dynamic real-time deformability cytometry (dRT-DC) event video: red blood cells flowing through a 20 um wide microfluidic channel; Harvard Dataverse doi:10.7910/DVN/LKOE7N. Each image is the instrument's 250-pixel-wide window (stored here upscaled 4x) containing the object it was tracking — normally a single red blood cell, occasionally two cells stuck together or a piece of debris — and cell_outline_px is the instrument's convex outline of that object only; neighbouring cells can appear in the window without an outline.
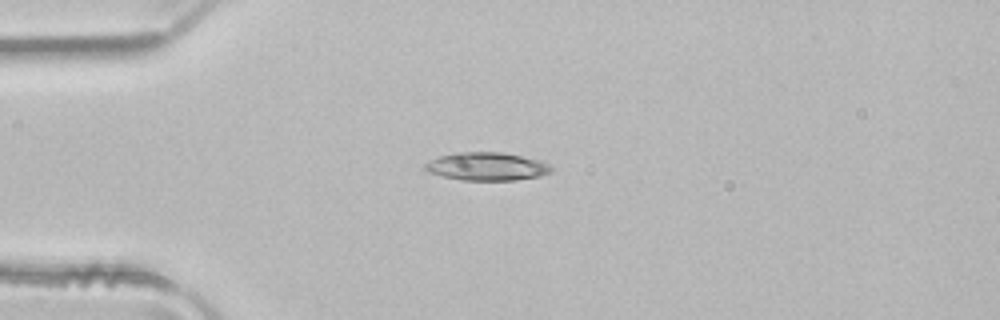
{"species": "common noctule bat (a hibernating species)", "species_latin": "Nyctalus noctula", "temperature_condition": "room temperature", "stored_images_in_passage": 2, "camera_frame_rate_fps": 3000, "um_per_image_px": 0.085, "animal": {"sex": "male", "body_mass_g": 21.5, "forearm_length_mm": 52.0}, "frame": {"image": 1, "passage_image": 2, "time_ms": 0.333, "image_size_px": [1000, 320], "cell_outline_px": [[552, 172], [540, 176], [516, 180], [460, 180], [444, 176], [432, 172], [424, 168], [424, 164], [440, 156], [456, 152], [500, 152], [540, 160], [548, 164], [552, 168]], "centroid_in_image_um": [41.42, 14.15], "position_along_channel_um": 43.6, "area_um2": 20.4}}